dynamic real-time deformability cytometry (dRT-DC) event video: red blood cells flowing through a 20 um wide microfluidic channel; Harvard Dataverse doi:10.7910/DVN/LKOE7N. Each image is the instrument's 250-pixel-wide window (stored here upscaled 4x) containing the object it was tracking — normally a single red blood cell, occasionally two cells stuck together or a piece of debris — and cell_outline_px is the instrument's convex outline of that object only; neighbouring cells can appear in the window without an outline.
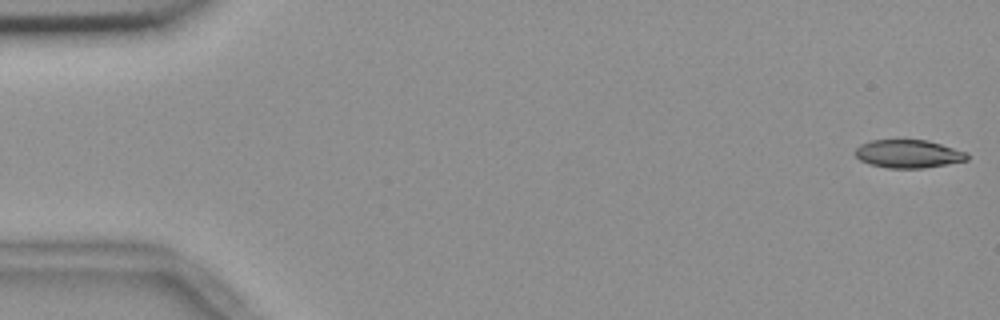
{"species": "common noctule bat (a hibernating species)", "species_latin": "Nyctalus noctula", "temperature_condition": "room temperature", "stored_images_in_passage": 55, "camera_frame_rate_fps": 3000, "um_per_image_px": 0.085, "animal": {"sex": "female", "body_mass_g": 18.4}, "frame": {"image": 1, "passage_image": 1, "time_ms": 0.0, "image_size_px": [1000, 320], "cell_outline_px": [[968, 160], [924, 168], [888, 168], [872, 164], [860, 160], [856, 156], [856, 148], [860, 144], [872, 140], [928, 140], [968, 152]], "centroid_in_image_um": [77.24, 13.07], "position_along_channel_um": 7.8, "area_um2": 18.26}}
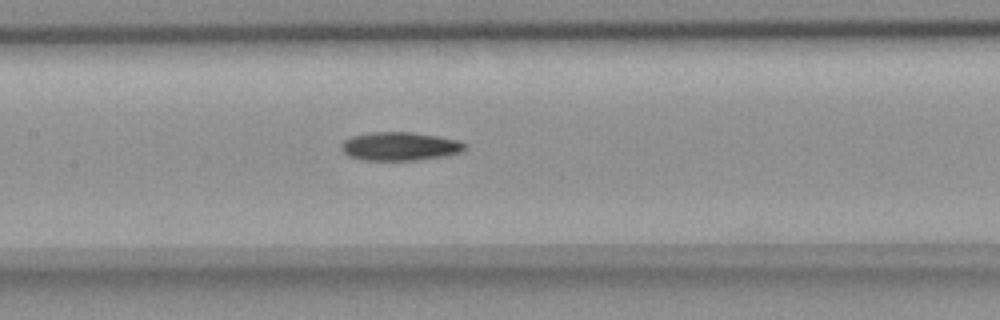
{"frame": {"image": 2, "passage_image": 26, "time_ms": 8.333, "image_size_px": [1000, 320], "cell_outline_px": [[464, 148], [460, 152], [444, 156], [416, 160], [360, 160], [348, 156], [340, 148], [340, 144], [344, 140], [352, 136], [372, 132], [412, 132], [460, 140], [464, 144]], "centroid_in_image_um": [33.93, 12.44], "position_along_channel_um": 173.5, "area_um2": 20.46}}
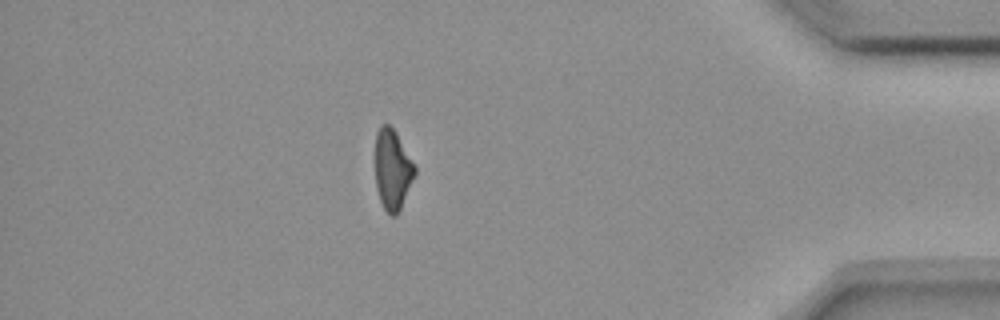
{"frame": {"image": 3, "passage_image": 48, "time_ms": 15.667, "image_size_px": [1000, 320], "cell_outline_px": [[416, 172], [400, 208], [396, 216], [392, 216], [384, 208], [380, 200], [376, 188], [372, 156], [376, 132], [380, 124], [388, 124], [396, 132], [416, 168]], "centroid_in_image_um": [33.28, 14.35], "position_along_channel_um": 401.9, "area_um2": 18.96}, "authors_computed_cell_mechanics": {"area_um2": 19.8832, "velocity_mm_per_s": 3.6939, "shape_relaxation_time_tau1_ms": 5.8833, "shape_relaxation_time_tau2_ms": null, "deformation_change_tau1": 0.1627, "deformation_change_tau2": null}}